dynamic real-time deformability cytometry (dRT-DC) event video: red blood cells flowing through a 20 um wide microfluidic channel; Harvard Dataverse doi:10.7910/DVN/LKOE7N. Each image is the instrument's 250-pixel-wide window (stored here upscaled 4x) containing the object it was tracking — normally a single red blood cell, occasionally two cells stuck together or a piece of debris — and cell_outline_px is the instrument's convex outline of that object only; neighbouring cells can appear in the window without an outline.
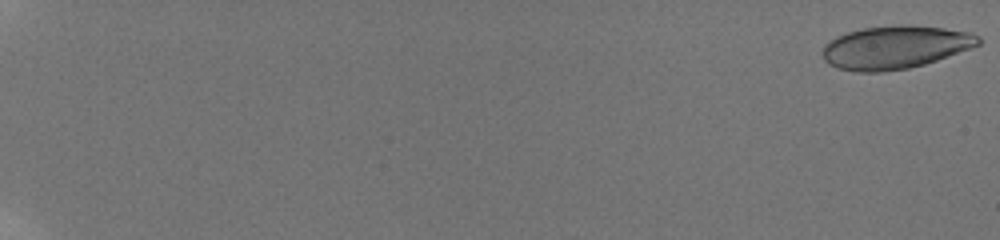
{"species": "human", "species_latin": "Homo sapiens", "temperature_condition": "room temperature", "stored_images_in_passage": 59, "camera_frame_rate_fps": 3000, "um_per_image_px": 0.085, "donor": {"sex": "male"}, "frame": {"image": 1, "passage_image": 1, "time_ms": 0.0, "image_size_px": [1000, 240], "cell_outline_px": [[980, 44], [936, 60], [924, 64], [908, 68], [880, 72], [856, 72], [836, 68], [828, 64], [824, 60], [824, 44], [828, 40], [836, 36], [848, 32], [864, 28], [944, 28], [968, 32], [980, 36]], "centroid_in_image_um": [76.02, 4.07], "position_along_channel_um": 9.0, "area_um2": 37.74}}
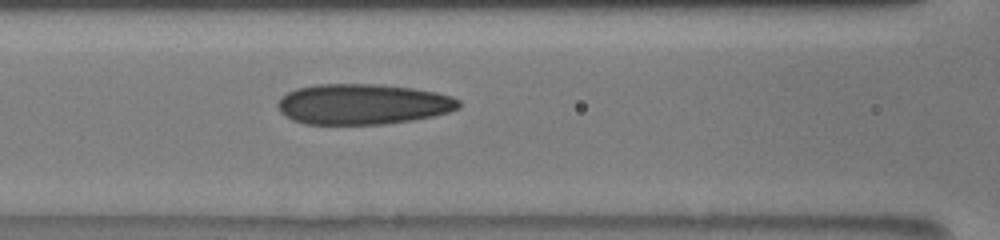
{"frame": {"image": 2, "passage_image": 31, "time_ms": 10.0, "image_size_px": [1000, 240], "cell_outline_px": [[460, 108], [448, 112], [432, 116], [412, 120], [384, 124], [304, 124], [292, 120], [284, 116], [280, 112], [276, 104], [288, 92], [296, 88], [316, 84], [376, 84], [412, 88], [436, 92], [452, 96], [460, 100]], "centroid_in_image_um": [30.83, 8.85], "position_along_channel_um": 135.8, "area_um2": 42.89}}
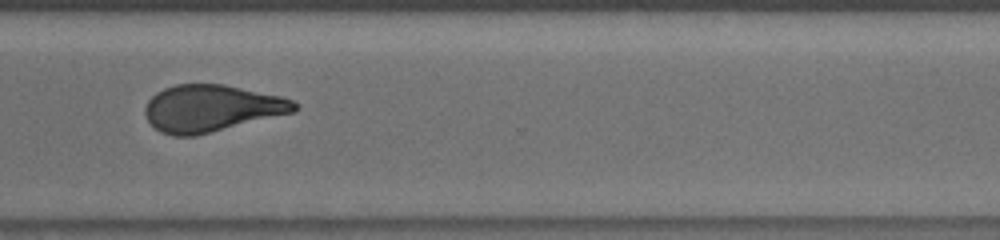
{"frame": {"image": 3, "passage_image": 48, "time_ms": 15.667, "image_size_px": [1000, 240], "cell_outline_px": [[300, 108], [292, 112], [196, 136], [172, 136], [160, 132], [148, 120], [144, 112], [144, 108], [148, 100], [156, 92], [164, 88], [176, 84], [224, 84], [280, 96], [292, 100], [300, 104]], "centroid_in_image_um": [17.95, 9.2], "position_along_channel_um": 352.6, "area_um2": 40.69}, "authors_computed_cell_mechanics": {"area_um2": 40.4022, "velocity_mm_per_s": 3.8348, "shape_relaxation_time_tau1_ms": null, "shape_relaxation_time_tau2_ms": 1.9685, "deformation_change_tau1": null, "deformation_change_tau2": 0.0938}}